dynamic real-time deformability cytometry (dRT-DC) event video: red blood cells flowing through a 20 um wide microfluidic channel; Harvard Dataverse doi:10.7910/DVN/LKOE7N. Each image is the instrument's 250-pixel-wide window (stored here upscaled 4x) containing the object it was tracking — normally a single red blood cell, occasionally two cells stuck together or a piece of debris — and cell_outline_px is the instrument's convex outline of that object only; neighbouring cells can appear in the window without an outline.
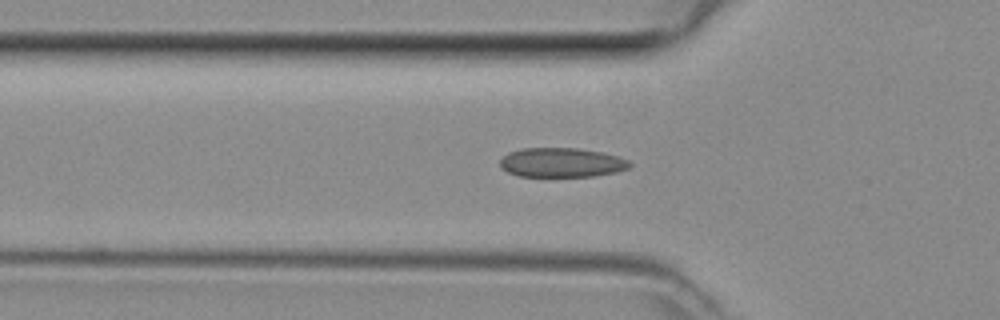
{"species": "common noctule bat (a hibernating species)", "species_latin": "Nyctalus noctula", "temperature_condition": "room temperature", "stored_images_in_passage": 40, "camera_frame_rate_fps": 3000, "um_per_image_px": 0.085, "animal": {"sex": "female", "body_mass_g": 29.2, "forearm_length_mm": 56.3}, "frame": {"image": 1, "passage_image": 14, "time_ms": 4.333, "image_size_px": [1000, 320], "cell_outline_px": [[632, 164], [628, 168], [616, 172], [592, 176], [520, 176], [508, 172], [500, 168], [500, 160], [508, 152], [524, 148], [576, 148], [600, 152], [616, 156], [628, 160]], "centroid_in_image_um": [47.71, 13.81], "position_along_channel_um": 78.1, "area_um2": 22.02}}
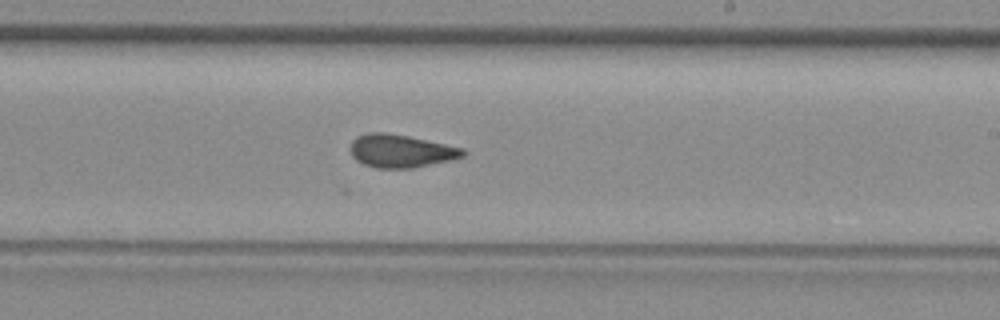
{"frame": {"image": 2, "passage_image": 26, "time_ms": 8.333, "image_size_px": [1000, 320], "cell_outline_px": [[468, 152], [464, 156], [448, 160], [412, 168], [376, 168], [364, 164], [356, 160], [352, 156], [352, 140], [356, 136], [368, 132], [388, 132], [408, 136], [464, 148]], "centroid_in_image_um": [34.07, 12.82], "position_along_channel_um": 254.9, "area_um2": 21.56}}
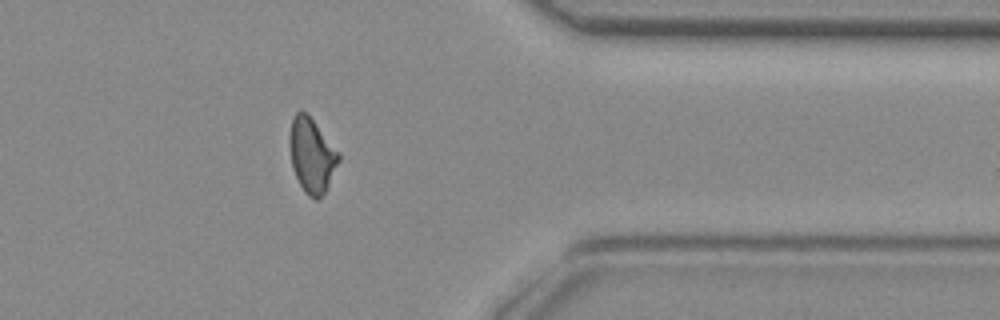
{"frame": {"image": 3, "passage_image": 36, "time_ms": 11.667, "image_size_px": [1000, 320], "cell_outline_px": [[340, 160], [324, 192], [316, 200], [308, 196], [304, 192], [292, 168], [288, 144], [288, 136], [292, 120], [296, 112], [308, 112], [340, 152]], "centroid_in_image_um": [26.49, 13.15], "position_along_channel_um": 384.9, "area_um2": 21.56}}